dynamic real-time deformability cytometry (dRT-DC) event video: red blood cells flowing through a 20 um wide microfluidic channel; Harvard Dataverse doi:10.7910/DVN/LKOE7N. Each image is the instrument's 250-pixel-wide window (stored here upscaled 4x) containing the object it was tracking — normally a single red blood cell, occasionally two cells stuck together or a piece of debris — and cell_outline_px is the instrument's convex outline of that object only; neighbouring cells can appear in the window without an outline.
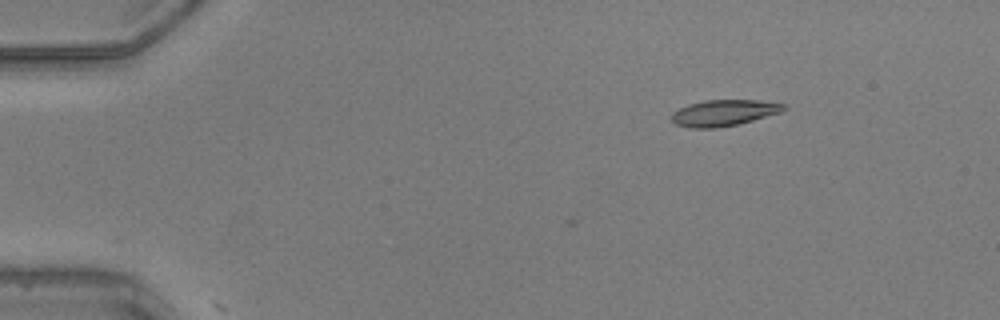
{"species": "common noctule bat (a hibernating species)", "species_latin": "Nyctalus noctula", "temperature_condition": "warm", "stored_images_in_passage": 2, "camera_frame_rate_fps": 3000, "um_per_image_px": 0.085, "animal": {"sex": "male", "body_mass_g": 20.5, "forearm_length_mm": 52.5}, "frame": {"image": 1, "passage_image": 1, "time_ms": 0.0, "image_size_px": [1000, 320], "cell_outline_px": [[788, 108], [780, 112], [752, 120], [736, 124], [716, 128], [692, 128], [676, 124], [672, 120], [672, 112], [688, 104], [704, 100], [760, 100], [788, 104]], "centroid_in_image_um": [61.55, 9.57], "position_along_channel_um": 23.5, "area_um2": 17.05}}